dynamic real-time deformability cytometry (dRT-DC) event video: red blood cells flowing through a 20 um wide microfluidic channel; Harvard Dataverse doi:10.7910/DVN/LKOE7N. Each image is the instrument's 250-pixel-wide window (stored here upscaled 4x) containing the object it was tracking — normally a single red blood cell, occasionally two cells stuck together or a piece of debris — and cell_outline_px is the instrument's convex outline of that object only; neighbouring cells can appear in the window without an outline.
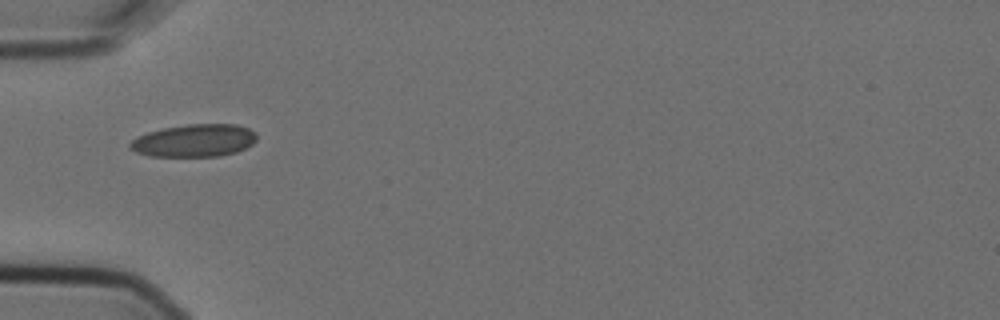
{"species": "Egyptian fruit bat (a non-hibernating species)", "species_latin": "Rousettus aegyptiacus", "temperature_condition": "cold", "stored_images_in_passage": 6, "camera_frame_rate_fps": 3000, "um_per_image_px": 0.085, "animal": {"sex": "female"}, "frame": {"image": 1, "passage_image": 1, "time_ms": 0.0, "image_size_px": [1000, 320], "cell_outline_px": [[256, 140], [252, 144], [236, 152], [220, 156], [152, 156], [136, 152], [128, 148], [128, 144], [136, 136], [148, 132], [164, 128], [188, 124], [236, 124], [248, 128], [256, 132]], "centroid_in_image_um": [16.5, 11.94], "position_along_channel_um": 68.5, "area_um2": 24.1}}
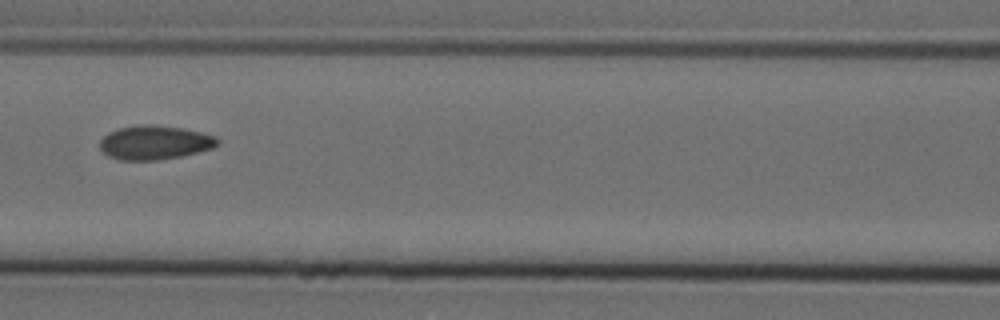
{"frame": {"image": 2, "passage_image": 3, "time_ms": 0.667, "image_size_px": [1000, 320], "cell_outline_px": [[220, 144], [212, 148], [180, 156], [156, 160], [120, 160], [108, 156], [100, 148], [100, 140], [108, 132], [120, 128], [140, 124], [148, 124], [180, 128], [200, 132], [216, 136], [220, 140]], "centroid_in_image_um": [13.14, 12.11], "position_along_channel_um": 153.5, "area_um2": 23.18}}
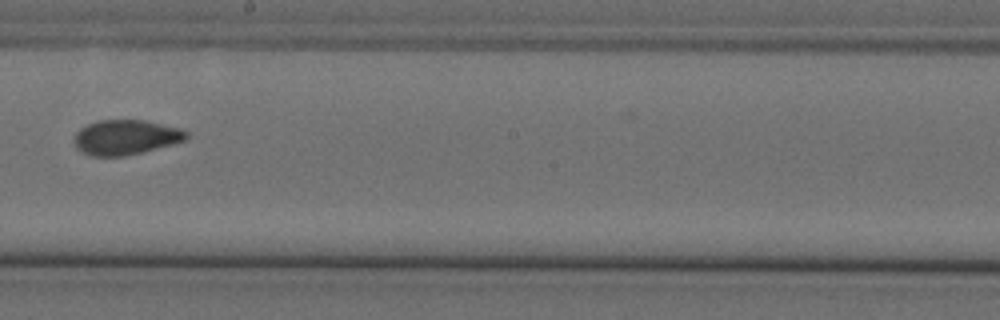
{"frame": {"image": 3, "passage_image": 5, "time_ms": 1.333, "image_size_px": [1000, 320], "cell_outline_px": [[188, 140], [144, 152], [124, 156], [88, 156], [76, 148], [72, 140], [76, 132], [80, 128], [88, 124], [100, 120], [144, 120], [184, 128], [188, 132]], "centroid_in_image_um": [10.71, 11.67], "position_along_channel_um": 237.5, "area_um2": 23.29}}